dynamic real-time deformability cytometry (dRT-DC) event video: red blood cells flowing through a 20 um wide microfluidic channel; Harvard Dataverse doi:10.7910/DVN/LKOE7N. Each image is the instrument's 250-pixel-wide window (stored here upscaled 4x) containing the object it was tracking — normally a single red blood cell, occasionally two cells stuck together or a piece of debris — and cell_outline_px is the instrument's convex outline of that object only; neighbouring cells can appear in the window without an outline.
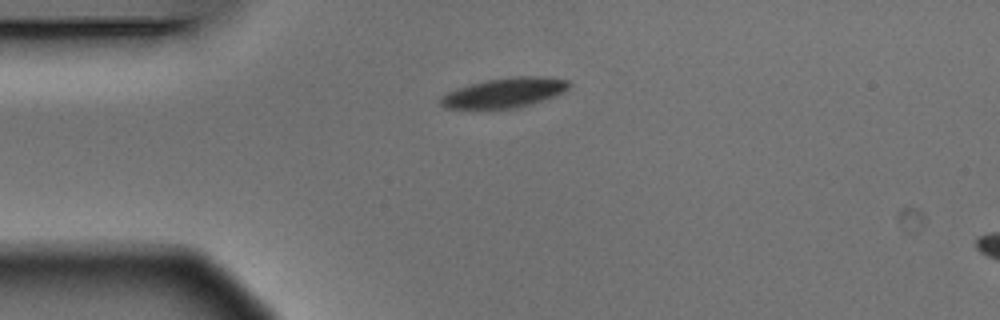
{"species": "Egyptian fruit bat (a non-hibernating species)", "species_latin": "Rousettus aegyptiacus", "temperature_condition": "warm", "stored_images_in_passage": 5, "camera_frame_rate_fps": 3000, "um_per_image_px": 0.085, "animal": {"sex": "male"}, "frame": {"image": 1, "passage_image": 5, "time_ms": 1.333, "image_size_px": [1000, 320], "cell_outline_px": [[572, 84], [564, 92], [556, 96], [532, 104], [512, 108], [444, 108], [440, 104], [440, 96], [448, 92], [472, 84], [488, 80], [516, 76], [536, 76], [568, 80]], "centroid_in_image_um": [42.92, 7.88], "position_along_channel_um": 42.1, "area_um2": 21.96}}